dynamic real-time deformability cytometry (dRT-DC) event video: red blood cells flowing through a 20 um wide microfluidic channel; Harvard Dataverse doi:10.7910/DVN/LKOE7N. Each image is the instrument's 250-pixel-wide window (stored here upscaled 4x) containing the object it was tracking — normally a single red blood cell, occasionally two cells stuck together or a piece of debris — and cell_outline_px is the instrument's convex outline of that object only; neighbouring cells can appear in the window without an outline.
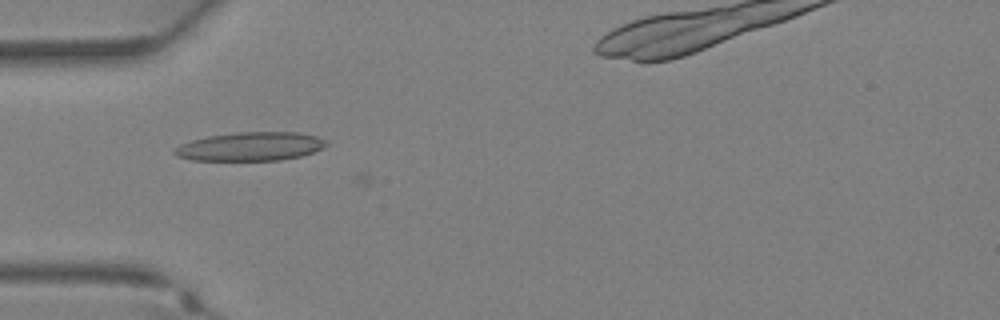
{"species": "Egyptian fruit bat (a non-hibernating species)", "species_latin": "Rousettus aegyptiacus", "temperature_condition": "warm", "stored_images_in_passage": 11, "camera_frame_rate_fps": 3000, "um_per_image_px": 0.085, "animal": {"sex": "female"}, "frame": {"image": 1, "passage_image": 10, "time_ms": 3.0, "image_size_px": [1000, 320], "cell_outline_px": [[328, 144], [312, 152], [300, 156], [280, 160], [192, 160], [176, 156], [172, 152], [180, 144], [192, 140], [208, 136], [236, 132], [300, 132], [316, 136], [324, 140]], "centroid_in_image_um": [21.25, 12.44], "position_along_channel_um": 63.7, "area_um2": 25.2}}